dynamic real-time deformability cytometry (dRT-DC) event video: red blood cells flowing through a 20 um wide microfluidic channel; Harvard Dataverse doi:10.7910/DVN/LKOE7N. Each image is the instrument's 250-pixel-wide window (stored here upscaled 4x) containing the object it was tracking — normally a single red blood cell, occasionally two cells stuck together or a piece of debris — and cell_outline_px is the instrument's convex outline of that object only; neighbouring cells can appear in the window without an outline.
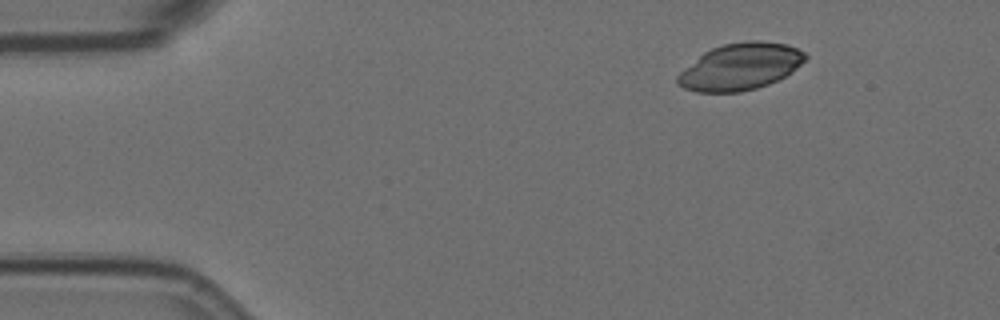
{"species": "Egyptian fruit bat (a non-hibernating species)", "species_latin": "Rousettus aegyptiacus", "temperature_condition": "room temperature", "stored_images_in_passage": 7, "camera_frame_rate_fps": 3000, "um_per_image_px": 0.085, "animal": {"sex": "female"}, "frame": {"image": 1, "passage_image": 1, "time_ms": 0.0, "image_size_px": [1000, 320], "cell_outline_px": [[808, 56], [792, 72], [768, 84], [756, 88], [740, 92], [696, 92], [684, 88], [676, 84], [676, 76], [684, 68], [704, 52], [712, 48], [724, 44], [748, 40], [760, 40], [788, 44], [804, 52]], "centroid_in_image_um": [62.91, 5.66], "position_along_channel_um": 22.1, "area_um2": 34.74}}